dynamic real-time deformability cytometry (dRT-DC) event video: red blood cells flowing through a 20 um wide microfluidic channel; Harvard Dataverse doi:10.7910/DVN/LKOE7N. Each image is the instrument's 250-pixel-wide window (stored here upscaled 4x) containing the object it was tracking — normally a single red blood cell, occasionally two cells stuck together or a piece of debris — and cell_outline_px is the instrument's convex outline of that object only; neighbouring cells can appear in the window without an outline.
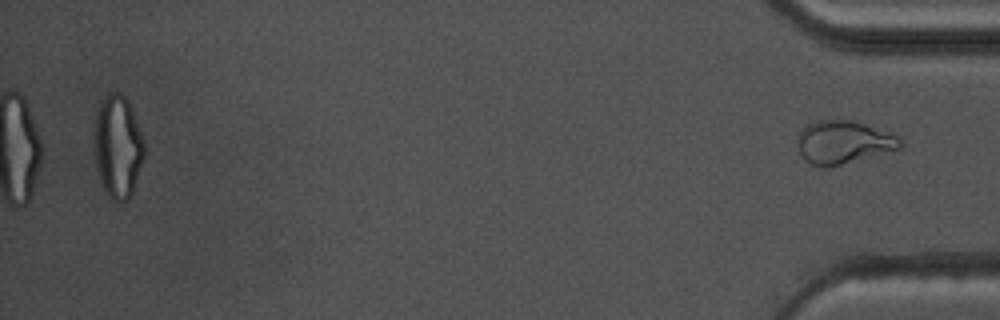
{"species": "common noctule bat (a hibernating species)", "species_latin": "Nyctalus noctula", "temperature_condition": "warm", "stored_images_in_passage": 37, "camera_frame_rate_fps": 3000, "um_per_image_px": 0.085, "animal": {"sex": "male", "body_mass_g": 17.5, "forearm_length_mm": 52.3}, "frame": {"image": 1, "passage_image": 37, "time_ms": 12.0, "image_size_px": [1000, 320], "cell_outline_px": [[900, 148], [840, 164], [824, 168], [812, 164], [804, 160], [800, 152], [796, 140], [800, 132], [808, 124], [816, 120], [856, 120], [896, 136], [900, 140]], "centroid_in_image_um": [71.62, 12.07], "position_along_channel_um": 363.6, "area_um2": 25.26}}